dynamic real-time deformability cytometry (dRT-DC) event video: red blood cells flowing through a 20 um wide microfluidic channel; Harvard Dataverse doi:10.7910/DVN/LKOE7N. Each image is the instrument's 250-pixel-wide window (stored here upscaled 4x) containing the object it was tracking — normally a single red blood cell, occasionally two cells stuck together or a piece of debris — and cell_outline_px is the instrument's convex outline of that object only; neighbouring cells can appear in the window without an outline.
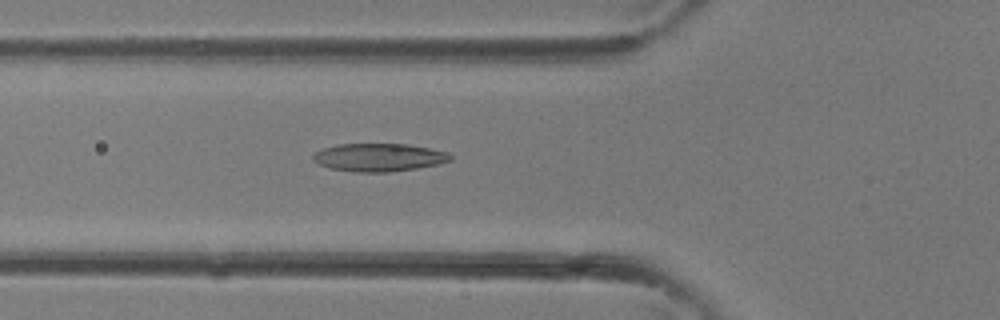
{"species": "common noctule bat (a hibernating species)", "species_latin": "Nyctalus noctula", "temperature_condition": "room temperature", "stored_images_in_passage": 36, "camera_frame_rate_fps": 3000, "um_per_image_px": 0.085, "animal": {"sex": "female"}, "frame": {"image": 1, "passage_image": 13, "time_ms": 4.0, "image_size_px": [1000, 320], "cell_outline_px": [[452, 160], [440, 164], [416, 168], [388, 172], [356, 172], [328, 168], [316, 164], [312, 160], [312, 156], [316, 152], [324, 148], [336, 144], [408, 144], [448, 152], [452, 156]], "centroid_in_image_um": [32.18, 13.38], "position_along_channel_um": 93.6, "area_um2": 22.54}}
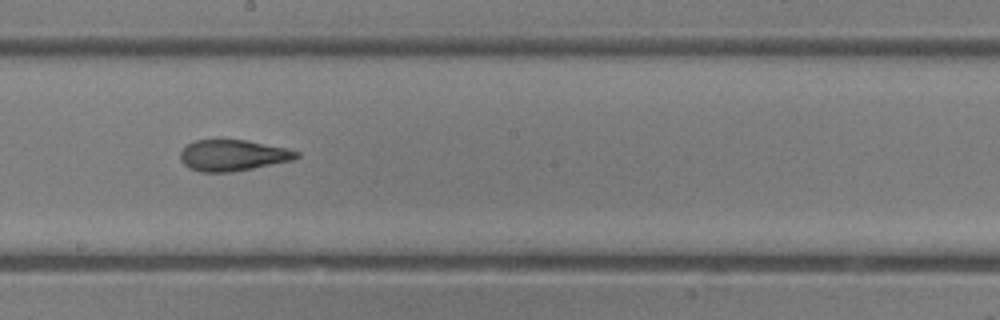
{"frame": {"image": 2, "passage_image": 20, "time_ms": 6.333, "image_size_px": [1000, 320], "cell_outline_px": [[300, 156], [292, 160], [232, 172], [200, 172], [188, 168], [180, 160], [180, 152], [188, 144], [196, 140], [244, 140], [288, 148], [300, 152]], "centroid_in_image_um": [19.78, 13.21], "position_along_channel_um": 228.4, "area_um2": 20.98}}
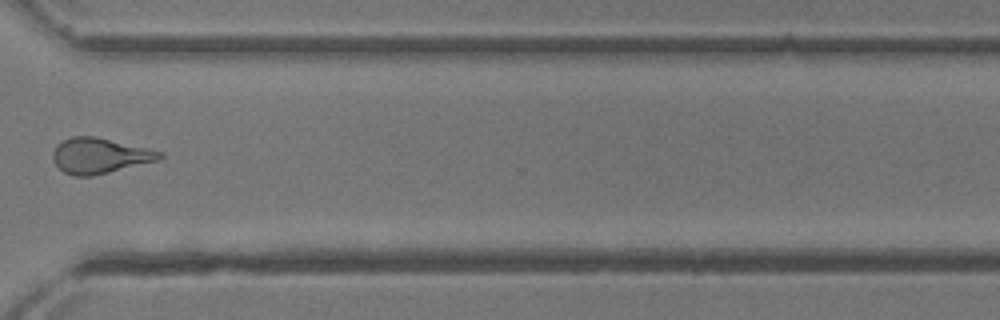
{"frame": {"image": 3, "passage_image": 27, "time_ms": 8.667, "image_size_px": [1000, 320], "cell_outline_px": [[164, 156], [160, 160], [92, 176], [76, 176], [64, 172], [52, 160], [52, 152], [56, 144], [72, 136], [96, 136], [164, 152]], "centroid_in_image_um": [8.48, 13.23], "position_along_channel_um": 362.1, "area_um2": 22.14}}